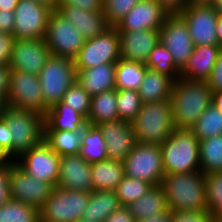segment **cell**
<instances>
[{
	"label": "cell",
	"mask_w": 222,
	"mask_h": 222,
	"mask_svg": "<svg viewBox=\"0 0 222 222\" xmlns=\"http://www.w3.org/2000/svg\"><path fill=\"white\" fill-rule=\"evenodd\" d=\"M173 121L177 129H190L212 104V91L206 82L179 77L171 92Z\"/></svg>",
	"instance_id": "cell-1"
},
{
	"label": "cell",
	"mask_w": 222,
	"mask_h": 222,
	"mask_svg": "<svg viewBox=\"0 0 222 222\" xmlns=\"http://www.w3.org/2000/svg\"><path fill=\"white\" fill-rule=\"evenodd\" d=\"M161 186L165 192L168 210H208L205 175L201 170L192 173L165 174Z\"/></svg>",
	"instance_id": "cell-2"
},
{
	"label": "cell",
	"mask_w": 222,
	"mask_h": 222,
	"mask_svg": "<svg viewBox=\"0 0 222 222\" xmlns=\"http://www.w3.org/2000/svg\"><path fill=\"white\" fill-rule=\"evenodd\" d=\"M199 145V139L190 129L175 128L160 145L165 174L200 171Z\"/></svg>",
	"instance_id": "cell-3"
},
{
	"label": "cell",
	"mask_w": 222,
	"mask_h": 222,
	"mask_svg": "<svg viewBox=\"0 0 222 222\" xmlns=\"http://www.w3.org/2000/svg\"><path fill=\"white\" fill-rule=\"evenodd\" d=\"M131 123L136 142L161 145L175 129L171 99L143 103Z\"/></svg>",
	"instance_id": "cell-4"
},
{
	"label": "cell",
	"mask_w": 222,
	"mask_h": 222,
	"mask_svg": "<svg viewBox=\"0 0 222 222\" xmlns=\"http://www.w3.org/2000/svg\"><path fill=\"white\" fill-rule=\"evenodd\" d=\"M0 117L8 126L9 139H12V156L15 160L44 140L42 114L8 105Z\"/></svg>",
	"instance_id": "cell-5"
},
{
	"label": "cell",
	"mask_w": 222,
	"mask_h": 222,
	"mask_svg": "<svg viewBox=\"0 0 222 222\" xmlns=\"http://www.w3.org/2000/svg\"><path fill=\"white\" fill-rule=\"evenodd\" d=\"M47 110L62 101L63 95L77 78L74 60L51 55L38 75Z\"/></svg>",
	"instance_id": "cell-6"
},
{
	"label": "cell",
	"mask_w": 222,
	"mask_h": 222,
	"mask_svg": "<svg viewBox=\"0 0 222 222\" xmlns=\"http://www.w3.org/2000/svg\"><path fill=\"white\" fill-rule=\"evenodd\" d=\"M91 192L64 190L55 187L39 209V220L45 222H76L82 218Z\"/></svg>",
	"instance_id": "cell-7"
},
{
	"label": "cell",
	"mask_w": 222,
	"mask_h": 222,
	"mask_svg": "<svg viewBox=\"0 0 222 222\" xmlns=\"http://www.w3.org/2000/svg\"><path fill=\"white\" fill-rule=\"evenodd\" d=\"M125 175L150 183L161 185L165 171L162 164L160 145L138 143L123 161Z\"/></svg>",
	"instance_id": "cell-8"
},
{
	"label": "cell",
	"mask_w": 222,
	"mask_h": 222,
	"mask_svg": "<svg viewBox=\"0 0 222 222\" xmlns=\"http://www.w3.org/2000/svg\"><path fill=\"white\" fill-rule=\"evenodd\" d=\"M120 58L119 33L110 26L101 35L85 41L74 64L76 70H84L101 64H116Z\"/></svg>",
	"instance_id": "cell-9"
},
{
	"label": "cell",
	"mask_w": 222,
	"mask_h": 222,
	"mask_svg": "<svg viewBox=\"0 0 222 222\" xmlns=\"http://www.w3.org/2000/svg\"><path fill=\"white\" fill-rule=\"evenodd\" d=\"M45 41L51 55L74 60L86 39L62 14L53 10L49 16Z\"/></svg>",
	"instance_id": "cell-10"
},
{
	"label": "cell",
	"mask_w": 222,
	"mask_h": 222,
	"mask_svg": "<svg viewBox=\"0 0 222 222\" xmlns=\"http://www.w3.org/2000/svg\"><path fill=\"white\" fill-rule=\"evenodd\" d=\"M53 9L35 0H19L14 10L15 39H45Z\"/></svg>",
	"instance_id": "cell-11"
},
{
	"label": "cell",
	"mask_w": 222,
	"mask_h": 222,
	"mask_svg": "<svg viewBox=\"0 0 222 222\" xmlns=\"http://www.w3.org/2000/svg\"><path fill=\"white\" fill-rule=\"evenodd\" d=\"M16 164L39 181L57 186L60 156L43 140L16 159Z\"/></svg>",
	"instance_id": "cell-12"
},
{
	"label": "cell",
	"mask_w": 222,
	"mask_h": 222,
	"mask_svg": "<svg viewBox=\"0 0 222 222\" xmlns=\"http://www.w3.org/2000/svg\"><path fill=\"white\" fill-rule=\"evenodd\" d=\"M7 103L14 108L28 109L44 116V100L39 77L20 70L11 71Z\"/></svg>",
	"instance_id": "cell-13"
},
{
	"label": "cell",
	"mask_w": 222,
	"mask_h": 222,
	"mask_svg": "<svg viewBox=\"0 0 222 222\" xmlns=\"http://www.w3.org/2000/svg\"><path fill=\"white\" fill-rule=\"evenodd\" d=\"M159 40L172 54L174 64L182 70L193 54L195 46L186 22L178 13L167 16L159 29Z\"/></svg>",
	"instance_id": "cell-14"
},
{
	"label": "cell",
	"mask_w": 222,
	"mask_h": 222,
	"mask_svg": "<svg viewBox=\"0 0 222 222\" xmlns=\"http://www.w3.org/2000/svg\"><path fill=\"white\" fill-rule=\"evenodd\" d=\"M54 187L28 175L16 163L9 167L10 197L27 205L40 209Z\"/></svg>",
	"instance_id": "cell-15"
},
{
	"label": "cell",
	"mask_w": 222,
	"mask_h": 222,
	"mask_svg": "<svg viewBox=\"0 0 222 222\" xmlns=\"http://www.w3.org/2000/svg\"><path fill=\"white\" fill-rule=\"evenodd\" d=\"M178 14L186 22L195 47L219 45L216 33L218 13L214 6H186Z\"/></svg>",
	"instance_id": "cell-16"
},
{
	"label": "cell",
	"mask_w": 222,
	"mask_h": 222,
	"mask_svg": "<svg viewBox=\"0 0 222 222\" xmlns=\"http://www.w3.org/2000/svg\"><path fill=\"white\" fill-rule=\"evenodd\" d=\"M50 56L45 39H15L9 68L38 76Z\"/></svg>",
	"instance_id": "cell-17"
},
{
	"label": "cell",
	"mask_w": 222,
	"mask_h": 222,
	"mask_svg": "<svg viewBox=\"0 0 222 222\" xmlns=\"http://www.w3.org/2000/svg\"><path fill=\"white\" fill-rule=\"evenodd\" d=\"M169 14L156 0H140L114 27L118 31L160 29Z\"/></svg>",
	"instance_id": "cell-18"
},
{
	"label": "cell",
	"mask_w": 222,
	"mask_h": 222,
	"mask_svg": "<svg viewBox=\"0 0 222 222\" xmlns=\"http://www.w3.org/2000/svg\"><path fill=\"white\" fill-rule=\"evenodd\" d=\"M98 127L106 142L108 159L123 162L136 144L132 123L118 119Z\"/></svg>",
	"instance_id": "cell-19"
},
{
	"label": "cell",
	"mask_w": 222,
	"mask_h": 222,
	"mask_svg": "<svg viewBox=\"0 0 222 222\" xmlns=\"http://www.w3.org/2000/svg\"><path fill=\"white\" fill-rule=\"evenodd\" d=\"M91 164L79 154L60 156L57 187L64 190L93 191Z\"/></svg>",
	"instance_id": "cell-20"
},
{
	"label": "cell",
	"mask_w": 222,
	"mask_h": 222,
	"mask_svg": "<svg viewBox=\"0 0 222 222\" xmlns=\"http://www.w3.org/2000/svg\"><path fill=\"white\" fill-rule=\"evenodd\" d=\"M120 56L124 60L145 64L151 51L160 42L159 29L118 31Z\"/></svg>",
	"instance_id": "cell-21"
},
{
	"label": "cell",
	"mask_w": 222,
	"mask_h": 222,
	"mask_svg": "<svg viewBox=\"0 0 222 222\" xmlns=\"http://www.w3.org/2000/svg\"><path fill=\"white\" fill-rule=\"evenodd\" d=\"M58 12L71 22L86 40L101 35L110 27L103 11H86L75 6H62Z\"/></svg>",
	"instance_id": "cell-22"
},
{
	"label": "cell",
	"mask_w": 222,
	"mask_h": 222,
	"mask_svg": "<svg viewBox=\"0 0 222 222\" xmlns=\"http://www.w3.org/2000/svg\"><path fill=\"white\" fill-rule=\"evenodd\" d=\"M221 50L219 45L194 47L193 54L180 71V77L192 81L207 82Z\"/></svg>",
	"instance_id": "cell-23"
},
{
	"label": "cell",
	"mask_w": 222,
	"mask_h": 222,
	"mask_svg": "<svg viewBox=\"0 0 222 222\" xmlns=\"http://www.w3.org/2000/svg\"><path fill=\"white\" fill-rule=\"evenodd\" d=\"M76 80L93 97L116 89V64H101L84 70H76Z\"/></svg>",
	"instance_id": "cell-24"
},
{
	"label": "cell",
	"mask_w": 222,
	"mask_h": 222,
	"mask_svg": "<svg viewBox=\"0 0 222 222\" xmlns=\"http://www.w3.org/2000/svg\"><path fill=\"white\" fill-rule=\"evenodd\" d=\"M86 125V118L62 101L49 108L44 115V131L75 132L83 130Z\"/></svg>",
	"instance_id": "cell-25"
},
{
	"label": "cell",
	"mask_w": 222,
	"mask_h": 222,
	"mask_svg": "<svg viewBox=\"0 0 222 222\" xmlns=\"http://www.w3.org/2000/svg\"><path fill=\"white\" fill-rule=\"evenodd\" d=\"M93 191H115L125 176L122 161L106 159L91 164Z\"/></svg>",
	"instance_id": "cell-26"
},
{
	"label": "cell",
	"mask_w": 222,
	"mask_h": 222,
	"mask_svg": "<svg viewBox=\"0 0 222 222\" xmlns=\"http://www.w3.org/2000/svg\"><path fill=\"white\" fill-rule=\"evenodd\" d=\"M173 84L172 78L147 68L138 93L143 103L168 100Z\"/></svg>",
	"instance_id": "cell-27"
},
{
	"label": "cell",
	"mask_w": 222,
	"mask_h": 222,
	"mask_svg": "<svg viewBox=\"0 0 222 222\" xmlns=\"http://www.w3.org/2000/svg\"><path fill=\"white\" fill-rule=\"evenodd\" d=\"M127 207L136 221L168 211L165 192L161 185L152 186L142 198Z\"/></svg>",
	"instance_id": "cell-28"
},
{
	"label": "cell",
	"mask_w": 222,
	"mask_h": 222,
	"mask_svg": "<svg viewBox=\"0 0 222 222\" xmlns=\"http://www.w3.org/2000/svg\"><path fill=\"white\" fill-rule=\"evenodd\" d=\"M117 90L112 89L91 97L87 124L98 126L101 123L118 120Z\"/></svg>",
	"instance_id": "cell-29"
},
{
	"label": "cell",
	"mask_w": 222,
	"mask_h": 222,
	"mask_svg": "<svg viewBox=\"0 0 222 222\" xmlns=\"http://www.w3.org/2000/svg\"><path fill=\"white\" fill-rule=\"evenodd\" d=\"M121 207L115 191H91L82 218L92 222H104L115 210Z\"/></svg>",
	"instance_id": "cell-30"
},
{
	"label": "cell",
	"mask_w": 222,
	"mask_h": 222,
	"mask_svg": "<svg viewBox=\"0 0 222 222\" xmlns=\"http://www.w3.org/2000/svg\"><path fill=\"white\" fill-rule=\"evenodd\" d=\"M79 155L89 164L108 159L106 142L98 126L87 124L82 130Z\"/></svg>",
	"instance_id": "cell-31"
},
{
	"label": "cell",
	"mask_w": 222,
	"mask_h": 222,
	"mask_svg": "<svg viewBox=\"0 0 222 222\" xmlns=\"http://www.w3.org/2000/svg\"><path fill=\"white\" fill-rule=\"evenodd\" d=\"M145 64L120 58L116 63V90L138 91L144 79Z\"/></svg>",
	"instance_id": "cell-32"
},
{
	"label": "cell",
	"mask_w": 222,
	"mask_h": 222,
	"mask_svg": "<svg viewBox=\"0 0 222 222\" xmlns=\"http://www.w3.org/2000/svg\"><path fill=\"white\" fill-rule=\"evenodd\" d=\"M82 130L44 131V141L59 156L79 154Z\"/></svg>",
	"instance_id": "cell-33"
},
{
	"label": "cell",
	"mask_w": 222,
	"mask_h": 222,
	"mask_svg": "<svg viewBox=\"0 0 222 222\" xmlns=\"http://www.w3.org/2000/svg\"><path fill=\"white\" fill-rule=\"evenodd\" d=\"M199 156L204 175L222 172V135L200 140Z\"/></svg>",
	"instance_id": "cell-34"
},
{
	"label": "cell",
	"mask_w": 222,
	"mask_h": 222,
	"mask_svg": "<svg viewBox=\"0 0 222 222\" xmlns=\"http://www.w3.org/2000/svg\"><path fill=\"white\" fill-rule=\"evenodd\" d=\"M192 133L200 140L222 135V113L210 105L190 128Z\"/></svg>",
	"instance_id": "cell-35"
},
{
	"label": "cell",
	"mask_w": 222,
	"mask_h": 222,
	"mask_svg": "<svg viewBox=\"0 0 222 222\" xmlns=\"http://www.w3.org/2000/svg\"><path fill=\"white\" fill-rule=\"evenodd\" d=\"M145 66L148 69L167 75L176 81L180 77V69L174 64L172 54L160 42L151 51Z\"/></svg>",
	"instance_id": "cell-36"
},
{
	"label": "cell",
	"mask_w": 222,
	"mask_h": 222,
	"mask_svg": "<svg viewBox=\"0 0 222 222\" xmlns=\"http://www.w3.org/2000/svg\"><path fill=\"white\" fill-rule=\"evenodd\" d=\"M39 210L20 201L10 199L0 206V222H38Z\"/></svg>",
	"instance_id": "cell-37"
},
{
	"label": "cell",
	"mask_w": 222,
	"mask_h": 222,
	"mask_svg": "<svg viewBox=\"0 0 222 222\" xmlns=\"http://www.w3.org/2000/svg\"><path fill=\"white\" fill-rule=\"evenodd\" d=\"M152 185L146 181L124 176L115 190L121 206H129L131 203L142 198Z\"/></svg>",
	"instance_id": "cell-38"
},
{
	"label": "cell",
	"mask_w": 222,
	"mask_h": 222,
	"mask_svg": "<svg viewBox=\"0 0 222 222\" xmlns=\"http://www.w3.org/2000/svg\"><path fill=\"white\" fill-rule=\"evenodd\" d=\"M143 102L136 90H117V112L120 120L132 122Z\"/></svg>",
	"instance_id": "cell-39"
},
{
	"label": "cell",
	"mask_w": 222,
	"mask_h": 222,
	"mask_svg": "<svg viewBox=\"0 0 222 222\" xmlns=\"http://www.w3.org/2000/svg\"><path fill=\"white\" fill-rule=\"evenodd\" d=\"M207 209L212 216L222 214V172L205 175Z\"/></svg>",
	"instance_id": "cell-40"
},
{
	"label": "cell",
	"mask_w": 222,
	"mask_h": 222,
	"mask_svg": "<svg viewBox=\"0 0 222 222\" xmlns=\"http://www.w3.org/2000/svg\"><path fill=\"white\" fill-rule=\"evenodd\" d=\"M62 102L87 119L90 111L91 96L77 80L63 95Z\"/></svg>",
	"instance_id": "cell-41"
},
{
	"label": "cell",
	"mask_w": 222,
	"mask_h": 222,
	"mask_svg": "<svg viewBox=\"0 0 222 222\" xmlns=\"http://www.w3.org/2000/svg\"><path fill=\"white\" fill-rule=\"evenodd\" d=\"M140 0H103V12L109 26H115Z\"/></svg>",
	"instance_id": "cell-42"
},
{
	"label": "cell",
	"mask_w": 222,
	"mask_h": 222,
	"mask_svg": "<svg viewBox=\"0 0 222 222\" xmlns=\"http://www.w3.org/2000/svg\"><path fill=\"white\" fill-rule=\"evenodd\" d=\"M212 215L208 210L172 211V222H211Z\"/></svg>",
	"instance_id": "cell-43"
},
{
	"label": "cell",
	"mask_w": 222,
	"mask_h": 222,
	"mask_svg": "<svg viewBox=\"0 0 222 222\" xmlns=\"http://www.w3.org/2000/svg\"><path fill=\"white\" fill-rule=\"evenodd\" d=\"M14 41L13 34L0 32V66H9Z\"/></svg>",
	"instance_id": "cell-44"
},
{
	"label": "cell",
	"mask_w": 222,
	"mask_h": 222,
	"mask_svg": "<svg viewBox=\"0 0 222 222\" xmlns=\"http://www.w3.org/2000/svg\"><path fill=\"white\" fill-rule=\"evenodd\" d=\"M62 6H75L86 11H103V0H58L56 10Z\"/></svg>",
	"instance_id": "cell-45"
},
{
	"label": "cell",
	"mask_w": 222,
	"mask_h": 222,
	"mask_svg": "<svg viewBox=\"0 0 222 222\" xmlns=\"http://www.w3.org/2000/svg\"><path fill=\"white\" fill-rule=\"evenodd\" d=\"M206 83L212 93L222 91V50L217 57L211 76Z\"/></svg>",
	"instance_id": "cell-46"
},
{
	"label": "cell",
	"mask_w": 222,
	"mask_h": 222,
	"mask_svg": "<svg viewBox=\"0 0 222 222\" xmlns=\"http://www.w3.org/2000/svg\"><path fill=\"white\" fill-rule=\"evenodd\" d=\"M10 199L9 167H0V206Z\"/></svg>",
	"instance_id": "cell-47"
},
{
	"label": "cell",
	"mask_w": 222,
	"mask_h": 222,
	"mask_svg": "<svg viewBox=\"0 0 222 222\" xmlns=\"http://www.w3.org/2000/svg\"><path fill=\"white\" fill-rule=\"evenodd\" d=\"M104 222H137L128 207L121 206L111 213Z\"/></svg>",
	"instance_id": "cell-48"
},
{
	"label": "cell",
	"mask_w": 222,
	"mask_h": 222,
	"mask_svg": "<svg viewBox=\"0 0 222 222\" xmlns=\"http://www.w3.org/2000/svg\"><path fill=\"white\" fill-rule=\"evenodd\" d=\"M14 18V10H0V32L12 34Z\"/></svg>",
	"instance_id": "cell-49"
},
{
	"label": "cell",
	"mask_w": 222,
	"mask_h": 222,
	"mask_svg": "<svg viewBox=\"0 0 222 222\" xmlns=\"http://www.w3.org/2000/svg\"><path fill=\"white\" fill-rule=\"evenodd\" d=\"M170 14L181 12L187 6V0H156Z\"/></svg>",
	"instance_id": "cell-50"
},
{
	"label": "cell",
	"mask_w": 222,
	"mask_h": 222,
	"mask_svg": "<svg viewBox=\"0 0 222 222\" xmlns=\"http://www.w3.org/2000/svg\"><path fill=\"white\" fill-rule=\"evenodd\" d=\"M0 145L12 155V139H9V130L6 122L0 117Z\"/></svg>",
	"instance_id": "cell-51"
},
{
	"label": "cell",
	"mask_w": 222,
	"mask_h": 222,
	"mask_svg": "<svg viewBox=\"0 0 222 222\" xmlns=\"http://www.w3.org/2000/svg\"><path fill=\"white\" fill-rule=\"evenodd\" d=\"M11 69L9 66H0V92L7 97Z\"/></svg>",
	"instance_id": "cell-52"
},
{
	"label": "cell",
	"mask_w": 222,
	"mask_h": 222,
	"mask_svg": "<svg viewBox=\"0 0 222 222\" xmlns=\"http://www.w3.org/2000/svg\"><path fill=\"white\" fill-rule=\"evenodd\" d=\"M16 160L11 153L0 145V167H11Z\"/></svg>",
	"instance_id": "cell-53"
},
{
	"label": "cell",
	"mask_w": 222,
	"mask_h": 222,
	"mask_svg": "<svg viewBox=\"0 0 222 222\" xmlns=\"http://www.w3.org/2000/svg\"><path fill=\"white\" fill-rule=\"evenodd\" d=\"M137 222H172V211L168 210L161 215L145 217L144 219H140Z\"/></svg>",
	"instance_id": "cell-54"
},
{
	"label": "cell",
	"mask_w": 222,
	"mask_h": 222,
	"mask_svg": "<svg viewBox=\"0 0 222 222\" xmlns=\"http://www.w3.org/2000/svg\"><path fill=\"white\" fill-rule=\"evenodd\" d=\"M19 0H0V10H15Z\"/></svg>",
	"instance_id": "cell-55"
},
{
	"label": "cell",
	"mask_w": 222,
	"mask_h": 222,
	"mask_svg": "<svg viewBox=\"0 0 222 222\" xmlns=\"http://www.w3.org/2000/svg\"><path fill=\"white\" fill-rule=\"evenodd\" d=\"M212 105L222 113V91L212 93Z\"/></svg>",
	"instance_id": "cell-56"
},
{
	"label": "cell",
	"mask_w": 222,
	"mask_h": 222,
	"mask_svg": "<svg viewBox=\"0 0 222 222\" xmlns=\"http://www.w3.org/2000/svg\"><path fill=\"white\" fill-rule=\"evenodd\" d=\"M215 0H187V6H214Z\"/></svg>",
	"instance_id": "cell-57"
},
{
	"label": "cell",
	"mask_w": 222,
	"mask_h": 222,
	"mask_svg": "<svg viewBox=\"0 0 222 222\" xmlns=\"http://www.w3.org/2000/svg\"><path fill=\"white\" fill-rule=\"evenodd\" d=\"M216 33L218 37L219 46L222 48V15L221 14H218Z\"/></svg>",
	"instance_id": "cell-58"
},
{
	"label": "cell",
	"mask_w": 222,
	"mask_h": 222,
	"mask_svg": "<svg viewBox=\"0 0 222 222\" xmlns=\"http://www.w3.org/2000/svg\"><path fill=\"white\" fill-rule=\"evenodd\" d=\"M7 107V97L0 92V115L6 110Z\"/></svg>",
	"instance_id": "cell-59"
},
{
	"label": "cell",
	"mask_w": 222,
	"mask_h": 222,
	"mask_svg": "<svg viewBox=\"0 0 222 222\" xmlns=\"http://www.w3.org/2000/svg\"><path fill=\"white\" fill-rule=\"evenodd\" d=\"M35 1L45 4L53 10H56L58 3V0H35Z\"/></svg>",
	"instance_id": "cell-60"
},
{
	"label": "cell",
	"mask_w": 222,
	"mask_h": 222,
	"mask_svg": "<svg viewBox=\"0 0 222 222\" xmlns=\"http://www.w3.org/2000/svg\"><path fill=\"white\" fill-rule=\"evenodd\" d=\"M214 7L217 13L222 15V0H215Z\"/></svg>",
	"instance_id": "cell-61"
},
{
	"label": "cell",
	"mask_w": 222,
	"mask_h": 222,
	"mask_svg": "<svg viewBox=\"0 0 222 222\" xmlns=\"http://www.w3.org/2000/svg\"><path fill=\"white\" fill-rule=\"evenodd\" d=\"M211 222H222L221 216H212Z\"/></svg>",
	"instance_id": "cell-62"
},
{
	"label": "cell",
	"mask_w": 222,
	"mask_h": 222,
	"mask_svg": "<svg viewBox=\"0 0 222 222\" xmlns=\"http://www.w3.org/2000/svg\"><path fill=\"white\" fill-rule=\"evenodd\" d=\"M76 222H92L86 218H80L79 220H77Z\"/></svg>",
	"instance_id": "cell-63"
}]
</instances>
